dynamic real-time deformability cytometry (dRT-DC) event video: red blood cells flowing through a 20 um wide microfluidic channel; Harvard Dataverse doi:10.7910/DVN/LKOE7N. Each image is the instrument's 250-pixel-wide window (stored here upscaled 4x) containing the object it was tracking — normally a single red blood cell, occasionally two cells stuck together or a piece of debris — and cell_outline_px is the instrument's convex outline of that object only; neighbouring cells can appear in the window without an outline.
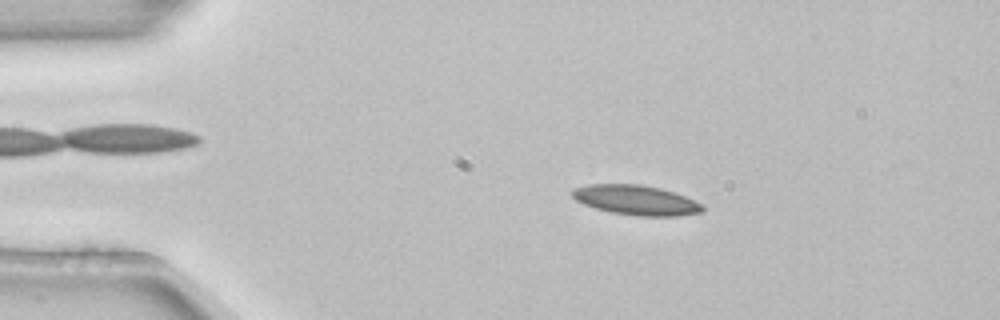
{"species": "common noctule bat (a hibernating species)", "species_latin": "Nyctalus noctula", "temperature_condition": "room temperature", "stored_images_in_passage": 6, "camera_frame_rate_fps": 3000, "um_per_image_px": 0.085, "animal": {"sex": "female", "body_mass_g": 22.7, "forearm_length_mm": 54.2}, "frame": {"image": 1, "passage_image": 3, "time_ms": 0.667, "image_size_px": [1000, 320], "cell_outline_px": [[704, 212], [676, 216], [636, 216], [612, 212], [596, 208], [584, 204], [576, 200], [572, 196], [572, 188], [588, 184], [640, 184], [660, 188], [684, 196], [700, 204], [704, 208]], "centroid_in_image_um": [54.03, 17.0], "position_along_channel_um": 31.0, "area_um2": 22.48}}
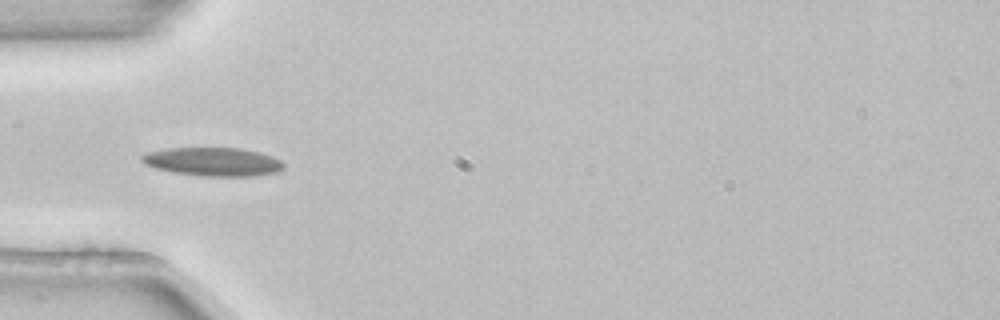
{"frame": {"image": 2, "passage_image": 5, "time_ms": 1.333, "image_size_px": [1000, 320], "cell_outline_px": [[284, 168], [276, 172], [252, 176], [200, 176], [176, 172], [156, 168], [144, 164], [140, 160], [140, 156], [148, 152], [168, 148], [244, 148], [260, 152], [272, 156], [280, 160], [284, 164]], "centroid_in_image_um": [18.11, 13.74], "position_along_channel_um": 66.9, "area_um2": 23.58}}